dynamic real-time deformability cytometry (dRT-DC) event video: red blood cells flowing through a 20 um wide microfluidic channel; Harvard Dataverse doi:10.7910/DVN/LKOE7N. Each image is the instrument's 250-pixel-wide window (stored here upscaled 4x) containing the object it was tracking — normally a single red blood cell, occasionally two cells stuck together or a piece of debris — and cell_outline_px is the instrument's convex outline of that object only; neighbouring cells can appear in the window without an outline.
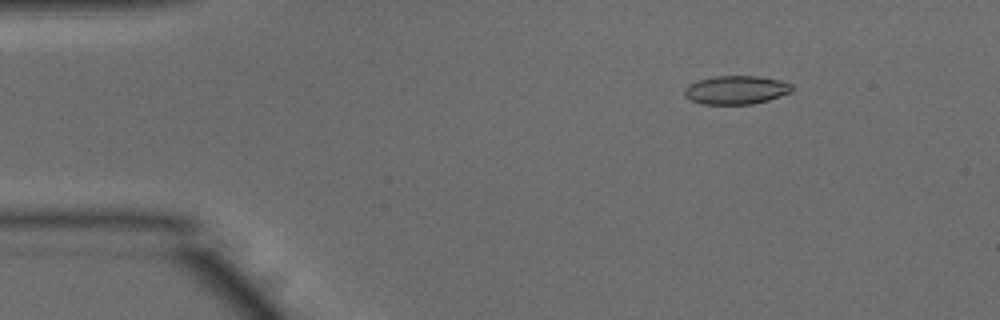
{"species": "common noctule bat (a hibernating species)", "species_latin": "Nyctalus noctula", "temperature_condition": "warm", "stored_images_in_passage": 47, "camera_frame_rate_fps": 3000, "um_per_image_px": 0.085, "animal": {"sex": "male", "body_mass_g": 15.6}, "frame": {"image": 1, "passage_image": 2, "time_ms": 0.333, "image_size_px": [1000, 320], "cell_outline_px": [[792, 92], [768, 100], [752, 104], [704, 104], [692, 100], [684, 96], [684, 88], [688, 84], [712, 76], [760, 76], [780, 80], [792, 84]], "centroid_in_image_um": [62.57, 7.64], "position_along_channel_um": 22.4, "area_um2": 17.92}}
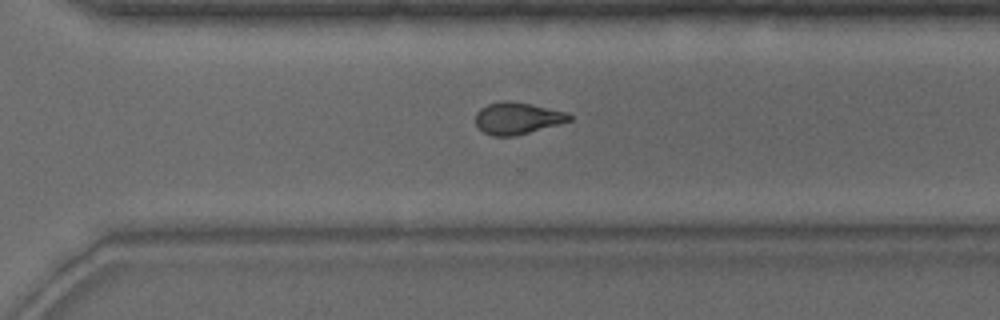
{"frame": {"image": 2, "passage_image": 31, "time_ms": 10.0, "image_size_px": [1000, 320], "cell_outline_px": [[572, 120], [516, 136], [492, 136], [484, 132], [476, 124], [476, 112], [480, 108], [488, 104], [504, 100], [508, 100], [532, 104], [568, 112], [572, 116]], "centroid_in_image_um": [43.98, 10.04], "position_along_channel_um": 326.6, "area_um2": 17.46}}
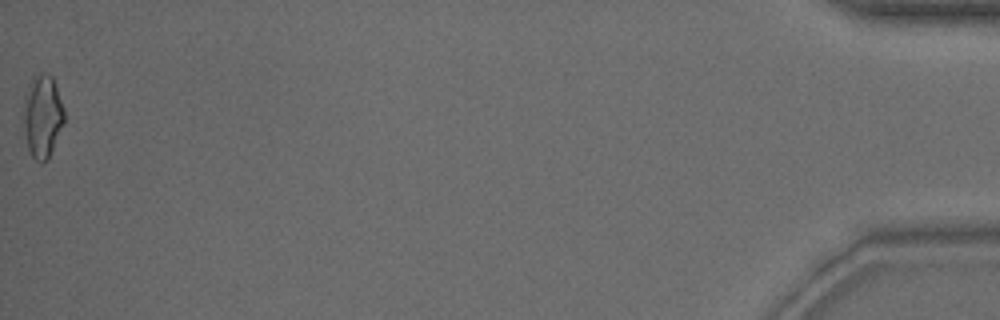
{"frame": {"image": 3, "passage_image": 47, "time_ms": 15.333, "image_size_px": [1000, 320], "cell_outline_px": [[64, 124], [44, 164], [40, 164], [32, 156], [28, 148], [24, 136], [20, 116], [20, 112], [24, 96], [28, 84], [36, 72], [44, 72], [52, 76], [64, 108]], "centroid_in_image_um": [3.54, 9.84], "position_along_channel_um": 431.7, "area_um2": 20.4}, "authors_computed_cell_mechanics": {"area_um2": 17.8602, "velocity_mm_per_s": 3.8648, "shape_relaxation_time_tau1_ms": 11.1297, "shape_relaxation_time_tau2_ms": 2.6007, "deformation_change_tau1": 0.2401, "deformation_change_tau2": 0.1046}}